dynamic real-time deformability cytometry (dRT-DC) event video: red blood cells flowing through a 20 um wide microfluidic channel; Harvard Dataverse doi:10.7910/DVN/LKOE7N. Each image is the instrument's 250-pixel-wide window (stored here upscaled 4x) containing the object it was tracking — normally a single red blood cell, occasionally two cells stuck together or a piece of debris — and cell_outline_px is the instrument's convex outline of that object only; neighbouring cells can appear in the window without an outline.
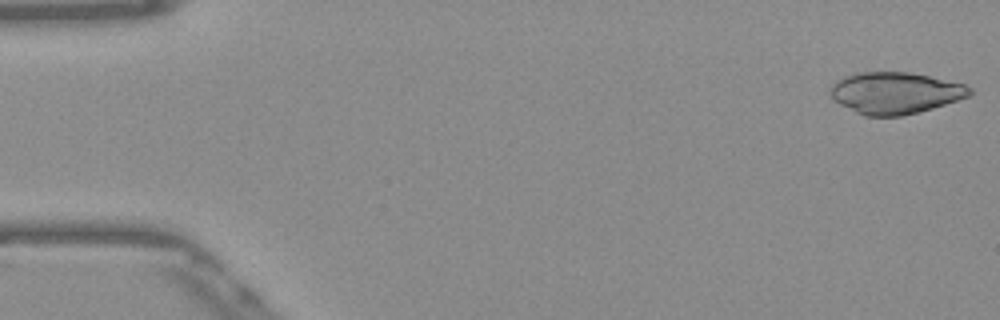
{"species": "Egyptian fruit bat (a non-hibernating species)", "species_latin": "Rousettus aegyptiacus", "temperature_condition": "warm", "stored_images_in_passage": 51, "camera_frame_rate_fps": 3000, "um_per_image_px": 0.085, "frame": {"image": 1, "passage_image": 1, "time_ms": 0.0, "image_size_px": [1000, 320], "cell_outline_px": [[972, 92], [968, 96], [932, 108], [900, 116], [864, 116], [832, 100], [828, 92], [828, 88], [836, 80], [844, 76], [860, 72], [908, 72], [928, 76], [964, 84], [972, 88]], "centroid_in_image_um": [76.01, 7.89], "position_along_channel_um": 9.0, "area_um2": 33.7}}